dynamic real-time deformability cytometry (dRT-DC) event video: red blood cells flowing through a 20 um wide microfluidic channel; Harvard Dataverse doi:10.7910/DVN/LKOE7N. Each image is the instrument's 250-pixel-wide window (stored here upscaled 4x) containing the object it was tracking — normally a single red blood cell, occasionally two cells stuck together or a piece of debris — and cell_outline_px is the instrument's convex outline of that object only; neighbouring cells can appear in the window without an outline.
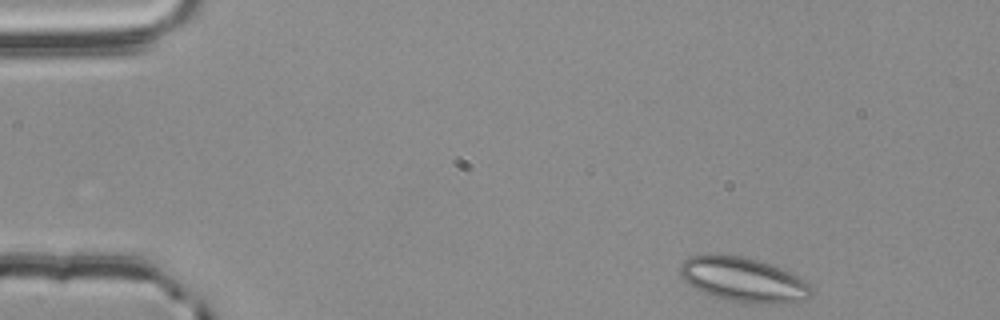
{"species": "common noctule bat (a hibernating species)", "species_latin": "Nyctalus noctula", "temperature_condition": "room temperature", "stored_images_in_passage": 50, "camera_frame_rate_fps": 3000, "um_per_image_px": 0.085, "animal": {"sex": "male", "body_mass_g": 20.4}, "frame": {"image": 1, "passage_image": 1, "time_ms": 0.0, "image_size_px": [1000, 320], "cell_outline_px": [[812, 296], [808, 300], [792, 304], [752, 304], [712, 296], [688, 284], [680, 276], [680, 264], [688, 256], [708, 252], [740, 256], [772, 264], [812, 284]], "centroid_in_image_um": [63.21, 23.77], "position_along_channel_um": 21.8, "area_um2": 34.8}}
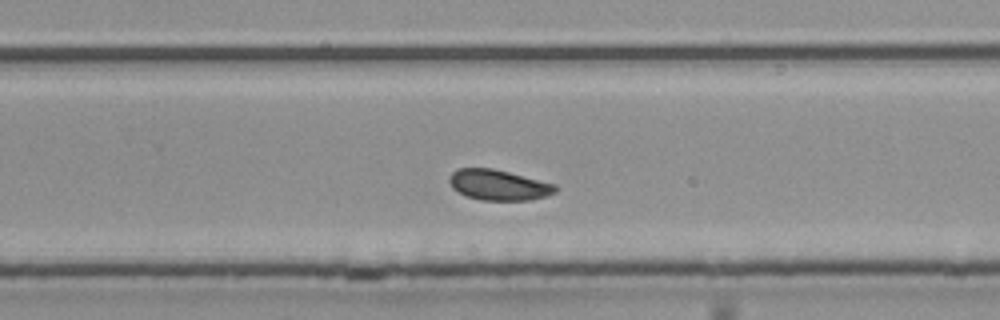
{"frame": {"image": 2, "passage_image": 30, "time_ms": 9.667, "image_size_px": [1000, 320], "cell_outline_px": [[560, 188], [556, 192], [548, 196], [528, 200], [480, 200], [468, 196], [452, 188], [448, 180], [448, 176], [456, 168], [492, 168], [556, 184]], "centroid_in_image_um": [42.39, 15.72], "position_along_channel_um": 287.4, "area_um2": 18.96}}
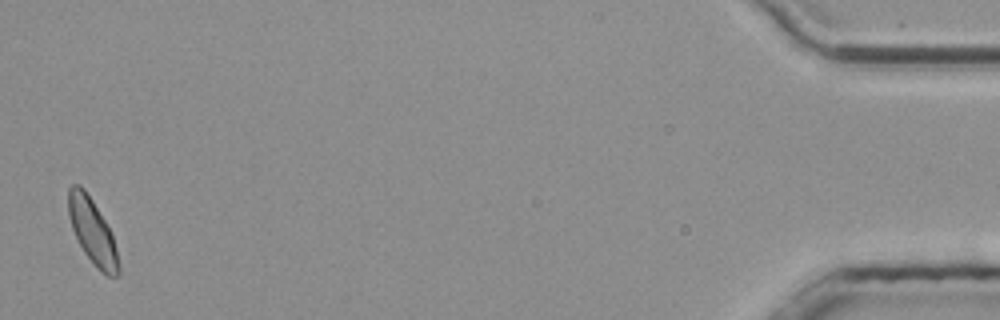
{"frame": {"image": 3, "passage_image": 49, "time_ms": 16.0, "image_size_px": [1000, 320], "cell_outline_px": [[120, 276], [108, 276], [100, 272], [96, 268], [84, 252], [72, 228], [68, 216], [68, 188], [72, 184], [80, 184], [84, 188], [92, 200], [112, 232], [120, 264]], "centroid_in_image_um": [7.87, 19.69], "position_along_channel_um": 427.3, "area_um2": 19.19}, "authors_computed_cell_mechanics": {"area_um2": 19.5364, "velocity_mm_per_s": 3.7275, "shape_relaxation_time_tau1_ms": 2.3198, "shape_relaxation_time_tau2_ms": 1.409, "deformation_change_tau1": 0.0707, "deformation_change_tau2": 0.0663}}